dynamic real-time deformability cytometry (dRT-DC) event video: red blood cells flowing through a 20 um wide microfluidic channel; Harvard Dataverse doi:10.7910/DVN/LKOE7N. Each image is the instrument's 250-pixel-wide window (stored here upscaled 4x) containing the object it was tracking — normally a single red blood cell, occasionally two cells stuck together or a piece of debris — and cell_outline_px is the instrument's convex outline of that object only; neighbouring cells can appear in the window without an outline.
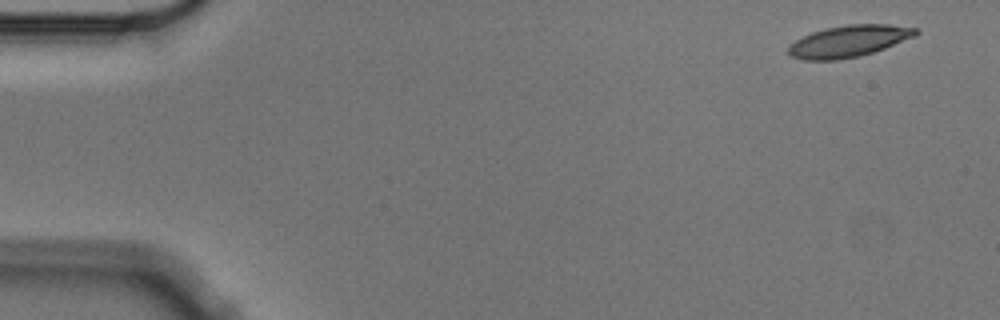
{"species": "Egyptian fruit bat (a non-hibernating species)", "species_latin": "Rousettus aegyptiacus", "temperature_condition": "cold", "stored_images_in_passage": 7, "camera_frame_rate_fps": 3000, "um_per_image_px": 0.085, "animal": {"sex": "male"}, "frame": {"image": 1, "passage_image": 1, "time_ms": 0.0, "image_size_px": [1000, 320], "cell_outline_px": [[920, 32], [916, 36], [884, 48], [860, 56], [836, 60], [804, 60], [792, 56], [788, 52], [788, 44], [812, 32], [828, 28], [848, 24], [888, 24], [916, 28]], "centroid_in_image_um": [72.15, 3.5], "position_along_channel_um": 12.8, "area_um2": 23.35}}
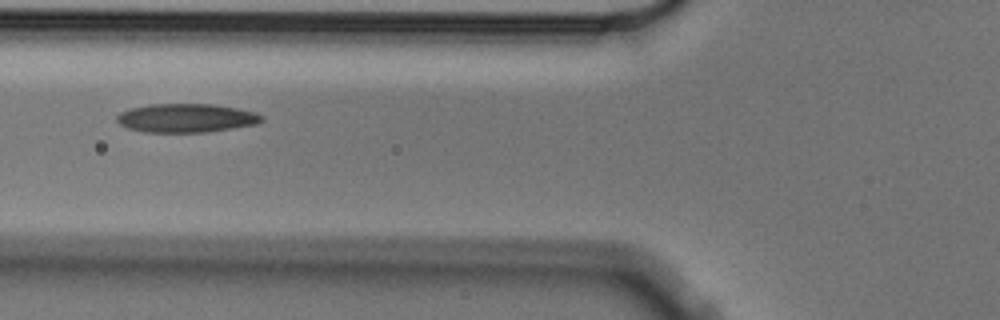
{"frame": {"image": 2, "passage_image": 6, "time_ms": 1.667, "image_size_px": [1000, 320], "cell_outline_px": [[264, 120], [256, 124], [232, 128], [204, 132], [144, 132], [128, 128], [120, 124], [116, 120], [116, 116], [120, 112], [132, 108], [148, 104], [212, 104], [236, 108], [256, 112], [264, 116]], "centroid_in_image_um": [15.83, 10.03], "position_along_channel_um": 110.0, "area_um2": 24.22}}
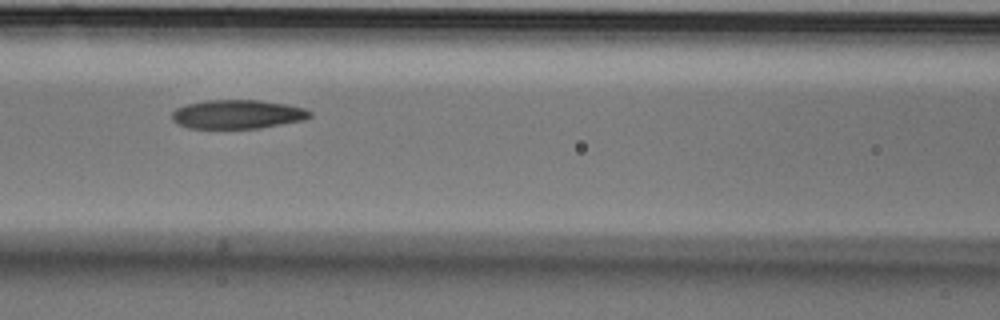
{"frame": {"image": 3, "passage_image": 7, "time_ms": 2.0, "image_size_px": [1000, 320], "cell_outline_px": [[312, 116], [304, 120], [260, 128], [188, 128], [176, 124], [172, 120], [172, 112], [176, 108], [188, 104], [204, 100], [260, 100], [284, 104], [304, 108], [312, 112]], "centroid_in_image_um": [20.17, 9.71], "position_along_channel_um": 146.4, "area_um2": 23.29}}